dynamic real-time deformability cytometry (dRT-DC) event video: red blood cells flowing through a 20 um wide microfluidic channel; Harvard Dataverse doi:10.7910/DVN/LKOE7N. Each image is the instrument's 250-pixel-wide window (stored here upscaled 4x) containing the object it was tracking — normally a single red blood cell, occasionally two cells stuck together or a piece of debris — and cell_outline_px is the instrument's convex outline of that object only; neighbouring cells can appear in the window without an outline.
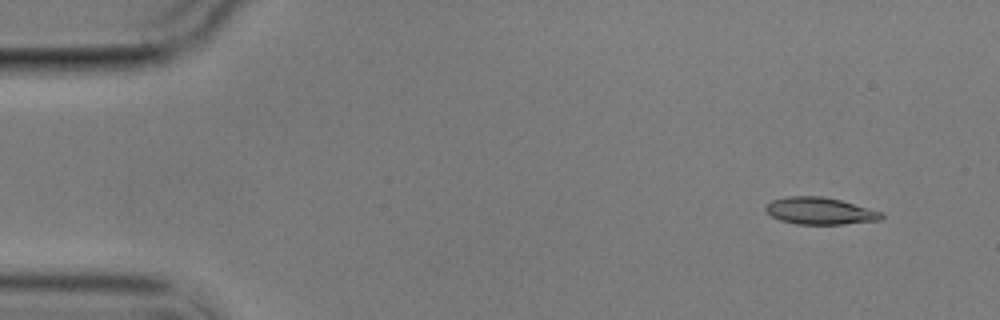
{"species": "common noctule bat (a hibernating species)", "species_latin": "Nyctalus noctula", "temperature_condition": "cold", "stored_images_in_passage": 14, "camera_frame_rate_fps": 3000, "um_per_image_px": 0.085, "animal": {"sex": "male", "body_mass_g": 17.9}, "frame": {"image": 1, "passage_image": 1, "time_ms": 0.0, "image_size_px": [1000, 320], "cell_outline_px": [[884, 216], [880, 220], [844, 224], [796, 224], [780, 220], [772, 216], [764, 208], [772, 200], [788, 196], [824, 196], [840, 200], [884, 212]], "centroid_in_image_um": [69.72, 17.93], "position_along_channel_um": 15.3, "area_um2": 18.21}}
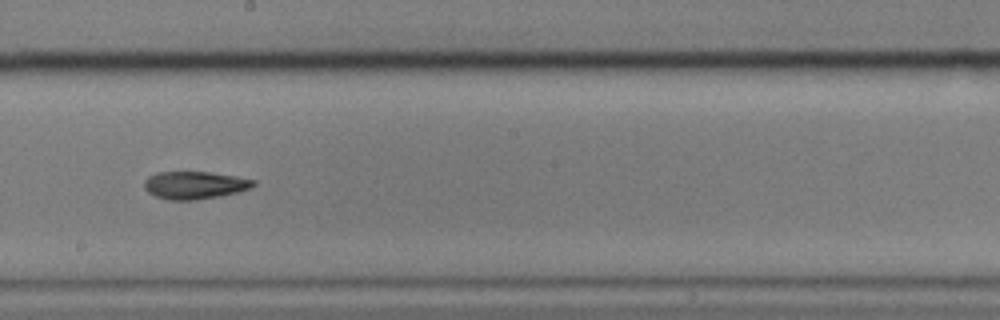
{"frame": {"image": 2, "passage_image": 8, "time_ms": 9.0, "image_size_px": [1000, 320], "cell_outline_px": [[256, 184], [248, 188], [236, 192], [220, 196], [196, 200], [168, 200], [156, 196], [148, 192], [144, 188], [144, 180], [148, 176], [156, 172], [208, 172], [236, 176], [256, 180]], "centroid_in_image_um": [16.51, 15.73], "position_along_channel_um": 231.7, "area_um2": 17.57}}
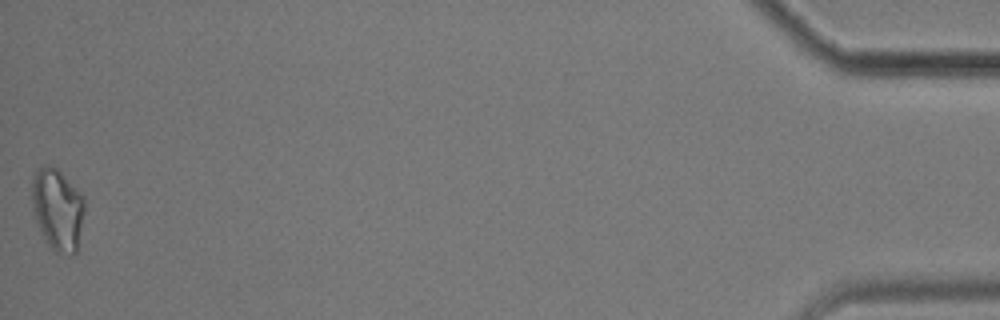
{"frame": {"image": 3, "passage_image": 14, "time_ms": 17.333, "image_size_px": [1000, 320], "cell_outline_px": [[84, 212], [76, 252], [72, 256], [56, 252], [48, 244], [36, 220], [32, 204], [32, 176], [44, 164], [52, 164], [84, 196]], "centroid_in_image_um": [4.9, 17.78], "position_along_channel_um": 430.3, "area_um2": 24.85}, "authors_computed_cell_mechanics": {"area_um2": 18.207, "velocity_mm_per_s": 3.5197, "shape_relaxation_time_tau1_ms": 7.297, "shape_relaxation_time_tau2_ms": 3.5261, "deformation_change_tau1": 0.1707, "deformation_change_tau2": 0.0995}}